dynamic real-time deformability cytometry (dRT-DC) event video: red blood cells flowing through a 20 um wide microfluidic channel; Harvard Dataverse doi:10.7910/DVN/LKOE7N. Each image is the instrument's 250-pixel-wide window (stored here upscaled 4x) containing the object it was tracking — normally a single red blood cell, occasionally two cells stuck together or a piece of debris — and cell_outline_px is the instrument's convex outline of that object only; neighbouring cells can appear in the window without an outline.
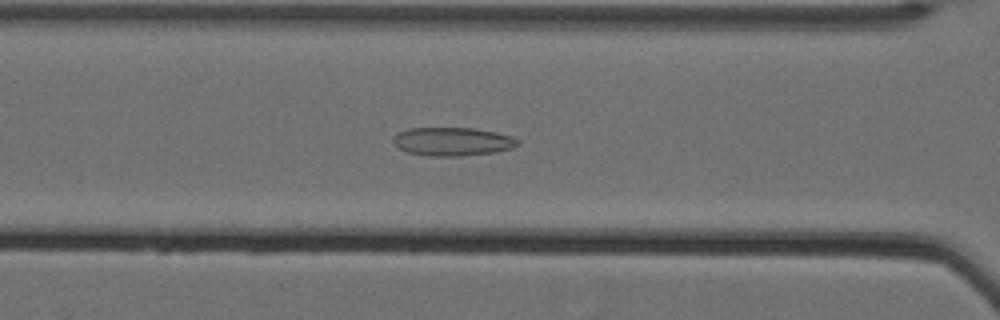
{"species": "Egyptian fruit bat (a non-hibernating species)", "species_latin": "Rousettus aegyptiacus", "temperature_condition": "cold", "stored_images_in_passage": 62, "camera_frame_rate_fps": 3000, "um_per_image_px": 0.085, "animal": {"sex": "female"}, "frame": {"image": 1, "passage_image": 31, "time_ms": 10.0, "image_size_px": [1000, 320], "cell_outline_px": [[520, 144], [512, 148], [496, 152], [460, 156], [428, 156], [408, 152], [400, 148], [392, 140], [400, 132], [408, 128], [476, 128], [496, 132], [512, 136], [520, 140]], "centroid_in_image_um": [38.53, 12.03], "position_along_channel_um": 128.1, "area_um2": 20.63}}
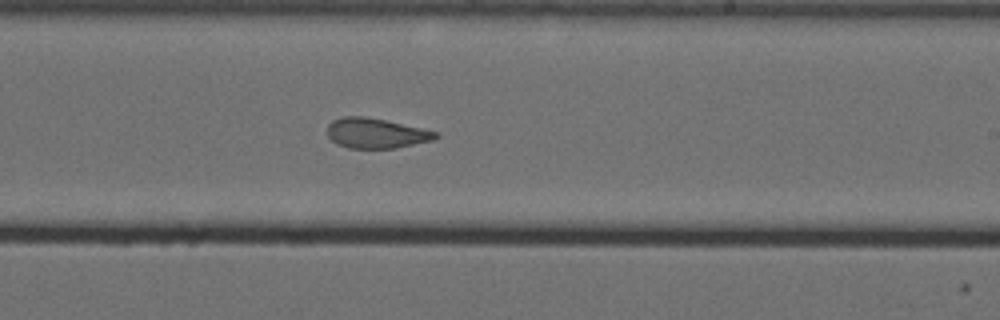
{"frame": {"image": 2, "passage_image": 42, "time_ms": 13.667, "image_size_px": [1000, 320], "cell_outline_px": [[440, 136], [432, 140], [396, 148], [348, 148], [336, 144], [328, 136], [328, 124], [332, 120], [344, 116], [364, 116], [384, 120], [440, 132]], "centroid_in_image_um": [31.96, 11.32], "position_along_channel_um": 257.0, "area_um2": 18.96}}
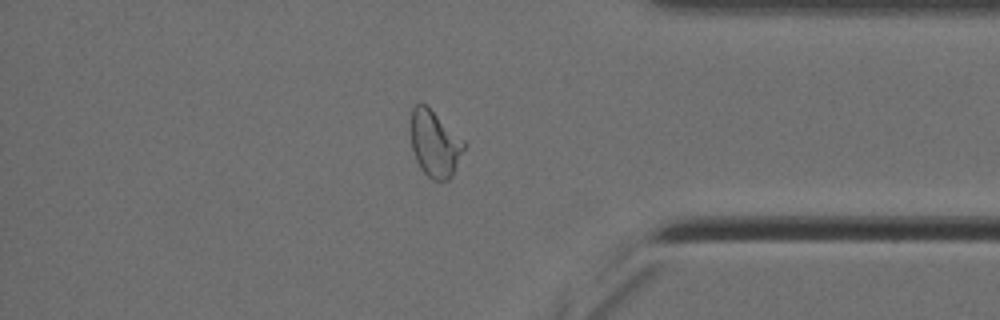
{"frame": {"image": 3, "passage_image": 55, "time_ms": 18.0, "image_size_px": [1000, 320], "cell_outline_px": [[468, 144], [452, 176], [448, 180], [432, 180], [420, 168], [416, 160], [412, 148], [408, 124], [412, 108], [416, 104], [424, 104], [464, 140]], "centroid_in_image_um": [36.94, 12.22], "position_along_channel_um": 398.3, "area_um2": 20.87}, "authors_computed_cell_mechanics": {"area_um2": 22.6865, "velocity_mm_per_s": 3.5018, "shape_relaxation_time_tau1_ms": null, "shape_relaxation_time_tau2_ms": 2.2355, "deformation_change_tau1": null, "deformation_change_tau2": 0.0913}}